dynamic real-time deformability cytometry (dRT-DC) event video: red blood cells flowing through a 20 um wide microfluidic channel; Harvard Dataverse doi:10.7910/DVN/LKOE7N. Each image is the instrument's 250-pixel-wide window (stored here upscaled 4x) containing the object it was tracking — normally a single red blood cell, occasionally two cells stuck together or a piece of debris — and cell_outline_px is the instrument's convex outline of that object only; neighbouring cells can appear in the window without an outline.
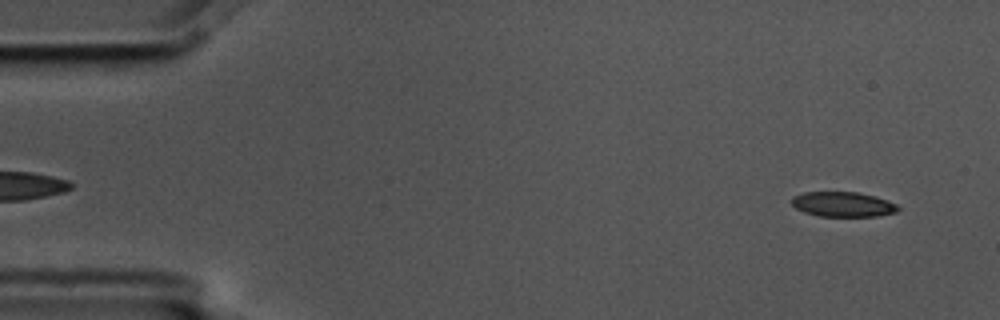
{"species": "common noctule bat (a hibernating species)", "species_latin": "Nyctalus noctula", "temperature_condition": "cold", "stored_images_in_passage": 6, "camera_frame_rate_fps": 3000, "um_per_image_px": 0.085, "animal": {"sex": "male", "body_mass_g": 17.5, "forearm_length_mm": 52.3}, "frame": {"image": 1, "passage_image": 1, "time_ms": 0.0, "image_size_px": [1000, 320], "cell_outline_px": [[900, 208], [896, 212], [876, 216], [820, 216], [804, 212], [796, 208], [792, 204], [792, 196], [804, 192], [856, 192], [876, 196], [888, 200], [896, 204]], "centroid_in_image_um": [71.65, 17.36], "position_along_channel_um": 13.3, "area_um2": 15.43}}
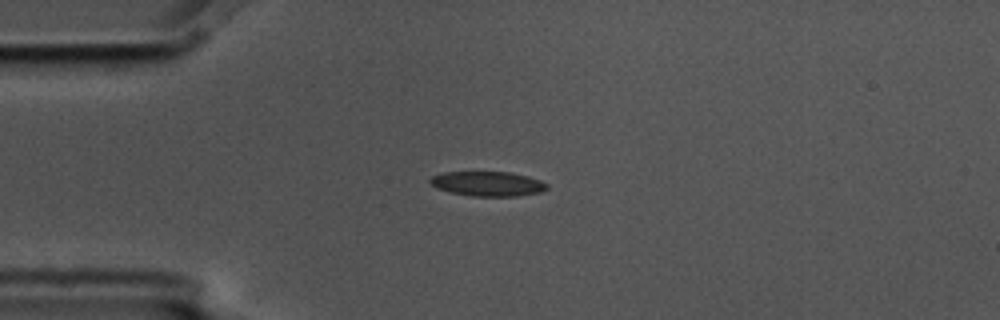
{"frame": {"image": 2, "passage_image": 4, "time_ms": 1.0, "image_size_px": [1000, 320], "cell_outline_px": [[548, 188], [540, 192], [516, 196], [472, 196], [452, 192], [436, 188], [428, 180], [432, 176], [444, 172], [508, 172], [528, 176], [540, 180], [548, 184]], "centroid_in_image_um": [41.46, 15.61], "position_along_channel_um": 43.5, "area_um2": 16.7}}